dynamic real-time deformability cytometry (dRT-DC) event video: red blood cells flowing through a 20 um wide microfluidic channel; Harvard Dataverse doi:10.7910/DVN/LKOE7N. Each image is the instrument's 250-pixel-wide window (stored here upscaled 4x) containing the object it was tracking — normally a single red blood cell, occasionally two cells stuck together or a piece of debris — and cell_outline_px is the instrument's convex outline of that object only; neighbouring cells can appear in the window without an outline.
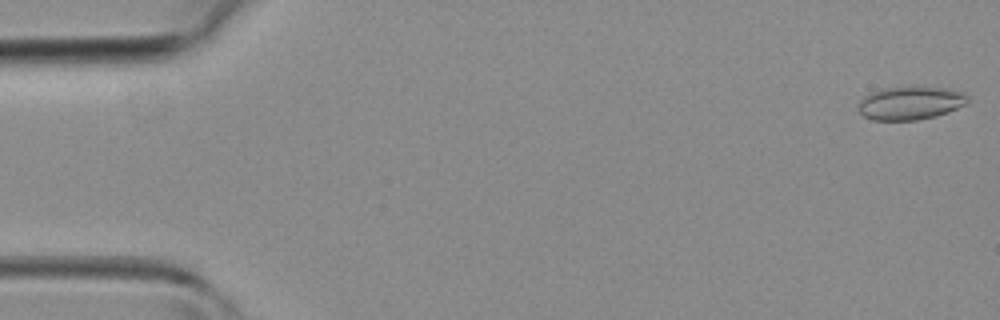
{"species": "common noctule bat (a hibernating species)", "species_latin": "Nyctalus noctula", "temperature_condition": "room temperature", "stored_images_in_passage": 41, "camera_frame_rate_fps": 3000, "um_per_image_px": 0.085, "animal": {"sex": "female", "body_mass_g": 19.3, "forearm_length_mm": 54.1}, "frame": {"image": 1, "passage_image": 1, "time_ms": 0.0, "image_size_px": [1000, 320], "cell_outline_px": [[968, 104], [948, 112], [936, 116], [916, 120], [872, 120], [864, 116], [856, 108], [860, 100], [868, 92], [880, 88], [908, 84], [916, 84], [948, 88], [964, 92], [968, 96]], "centroid_in_image_um": [77.38, 8.7], "position_along_channel_um": 7.6, "area_um2": 22.37}}
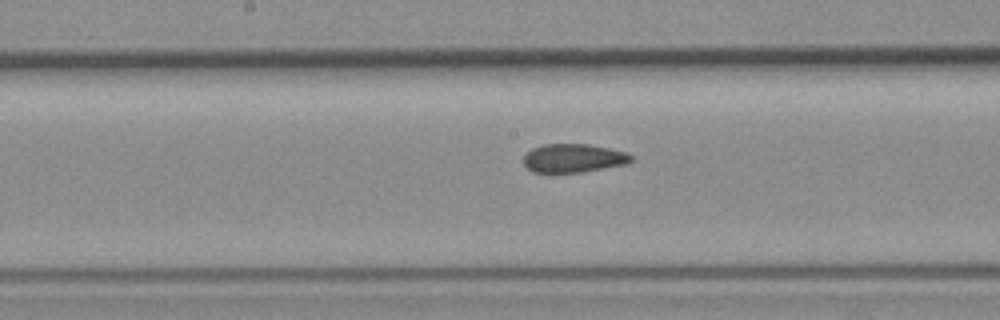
{"frame": {"image": 2, "passage_image": 21, "time_ms": 6.667, "image_size_px": [1000, 320], "cell_outline_px": [[632, 160], [628, 164], [580, 172], [532, 172], [524, 164], [524, 156], [532, 148], [544, 144], [588, 144], [608, 148], [624, 152], [632, 156]], "centroid_in_image_um": [48.74, 13.44], "position_along_channel_um": 199.5, "area_um2": 17.74}}
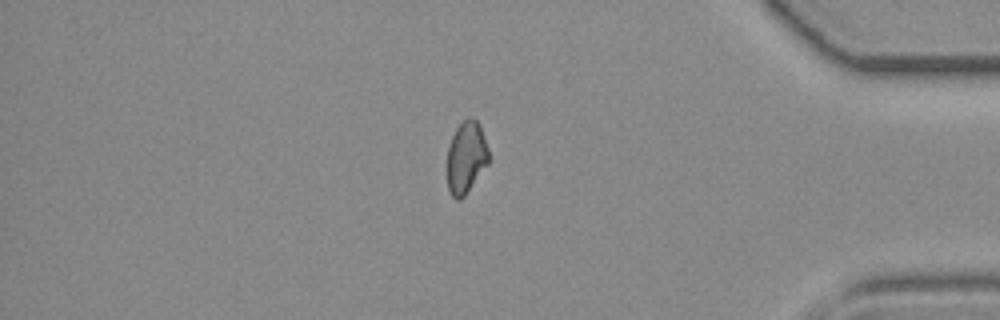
{"frame": {"image": 3, "passage_image": 35, "time_ms": 11.333, "image_size_px": [1000, 320], "cell_outline_px": [[488, 164], [464, 196], [460, 200], [456, 200], [452, 196], [448, 188], [448, 148], [452, 136], [456, 128], [464, 120], [476, 120], [480, 124], [488, 148]], "centroid_in_image_um": [39.63, 13.4], "position_along_channel_um": 395.6, "area_um2": 17.11}}